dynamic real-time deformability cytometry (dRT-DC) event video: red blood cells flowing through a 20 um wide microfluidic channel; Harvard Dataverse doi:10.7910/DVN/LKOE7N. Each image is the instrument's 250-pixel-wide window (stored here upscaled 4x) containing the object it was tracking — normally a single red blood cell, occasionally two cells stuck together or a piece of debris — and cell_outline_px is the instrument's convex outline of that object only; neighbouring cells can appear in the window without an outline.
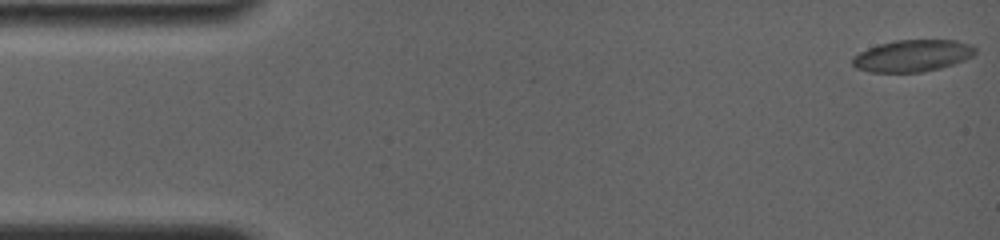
{"species": "common noctule bat (a hibernating species)", "species_latin": "Nyctalus noctula", "temperature_condition": "room temperature", "stored_images_in_passage": 18, "camera_frame_rate_fps": 4000, "um_per_image_px": 0.085, "animal": {"sex": "female", "body_mass_g": 19.0, "forearm_length_mm": 56.7}, "frame": {"image": 1, "passage_image": 1, "time_ms": 0.0, "image_size_px": [1000, 240], "cell_outline_px": [[976, 52], [972, 56], [964, 60], [940, 68], [920, 72], [872, 72], [856, 68], [852, 64], [852, 56], [868, 48], [880, 44], [896, 40], [956, 40], [972, 44], [976, 48]], "centroid_in_image_um": [77.57, 4.73], "position_along_channel_um": 7.4, "area_um2": 22.72}}
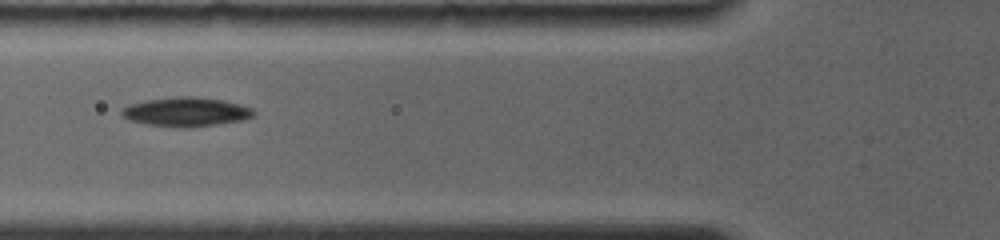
{"frame": {"image": 2, "passage_image": 13, "time_ms": 6.0, "image_size_px": [1000, 240], "cell_outline_px": [[256, 112], [252, 116], [240, 120], [216, 124], [188, 128], [184, 128], [148, 124], [128, 120], [120, 112], [120, 108], [144, 100], [180, 96], [192, 96], [224, 100], [240, 104], [252, 108]], "centroid_in_image_um": [15.8, 9.5], "position_along_channel_um": 110.0, "area_um2": 22.31}}
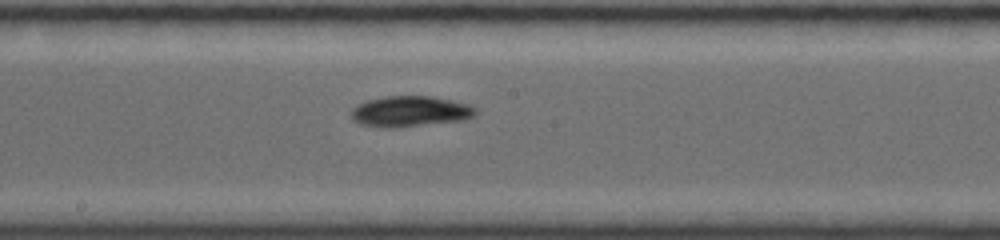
{"frame": {"image": 3, "passage_image": 18, "time_ms": 8.75, "image_size_px": [1000, 240], "cell_outline_px": [[476, 116], [464, 120], [396, 128], [384, 128], [360, 124], [352, 120], [352, 108], [368, 100], [384, 96], [432, 96], [452, 100], [468, 104], [476, 108]], "centroid_in_image_um": [34.88, 9.48], "position_along_channel_um": 213.3, "area_um2": 22.43}}